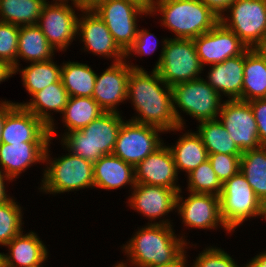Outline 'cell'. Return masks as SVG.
I'll use <instances>...</instances> for the list:
<instances>
[{"mask_svg": "<svg viewBox=\"0 0 266 267\" xmlns=\"http://www.w3.org/2000/svg\"><path fill=\"white\" fill-rule=\"evenodd\" d=\"M128 99H132L134 109L139 113L130 120L159 128L163 132L182 130L174 115L172 87L162 81L155 69L151 74L144 69L131 70Z\"/></svg>", "mask_w": 266, "mask_h": 267, "instance_id": "obj_1", "label": "cell"}, {"mask_svg": "<svg viewBox=\"0 0 266 267\" xmlns=\"http://www.w3.org/2000/svg\"><path fill=\"white\" fill-rule=\"evenodd\" d=\"M187 244L182 236L177 238L170 221L162 219L142 227L122 249L132 266L158 267L176 260Z\"/></svg>", "mask_w": 266, "mask_h": 267, "instance_id": "obj_2", "label": "cell"}, {"mask_svg": "<svg viewBox=\"0 0 266 267\" xmlns=\"http://www.w3.org/2000/svg\"><path fill=\"white\" fill-rule=\"evenodd\" d=\"M123 119L119 112H104L86 127L64 133L61 141L69 153L91 162L113 154Z\"/></svg>", "mask_w": 266, "mask_h": 267, "instance_id": "obj_3", "label": "cell"}, {"mask_svg": "<svg viewBox=\"0 0 266 267\" xmlns=\"http://www.w3.org/2000/svg\"><path fill=\"white\" fill-rule=\"evenodd\" d=\"M162 14L161 24L175 39H194L211 30L220 18L201 0H156L151 12Z\"/></svg>", "mask_w": 266, "mask_h": 267, "instance_id": "obj_4", "label": "cell"}, {"mask_svg": "<svg viewBox=\"0 0 266 267\" xmlns=\"http://www.w3.org/2000/svg\"><path fill=\"white\" fill-rule=\"evenodd\" d=\"M48 143L44 162L49 164L43 173L41 190L46 193H64L94 187L93 162L67 153L53 161L49 159ZM49 162H48V161Z\"/></svg>", "mask_w": 266, "mask_h": 267, "instance_id": "obj_5", "label": "cell"}, {"mask_svg": "<svg viewBox=\"0 0 266 267\" xmlns=\"http://www.w3.org/2000/svg\"><path fill=\"white\" fill-rule=\"evenodd\" d=\"M162 46L154 69L163 82L173 87L201 77L203 67L193 39L165 38Z\"/></svg>", "mask_w": 266, "mask_h": 267, "instance_id": "obj_6", "label": "cell"}, {"mask_svg": "<svg viewBox=\"0 0 266 267\" xmlns=\"http://www.w3.org/2000/svg\"><path fill=\"white\" fill-rule=\"evenodd\" d=\"M220 215L230 232L248 220L247 218H266V207L257 198L241 171L223 183Z\"/></svg>", "mask_w": 266, "mask_h": 267, "instance_id": "obj_7", "label": "cell"}, {"mask_svg": "<svg viewBox=\"0 0 266 267\" xmlns=\"http://www.w3.org/2000/svg\"><path fill=\"white\" fill-rule=\"evenodd\" d=\"M173 110L179 127L184 128L180 110L198 122L216 120L221 111V95L203 78L179 83L172 87ZM176 105V106H175Z\"/></svg>", "mask_w": 266, "mask_h": 267, "instance_id": "obj_8", "label": "cell"}, {"mask_svg": "<svg viewBox=\"0 0 266 267\" xmlns=\"http://www.w3.org/2000/svg\"><path fill=\"white\" fill-rule=\"evenodd\" d=\"M226 12L220 22L253 49L266 32V0H236Z\"/></svg>", "mask_w": 266, "mask_h": 267, "instance_id": "obj_9", "label": "cell"}, {"mask_svg": "<svg viewBox=\"0 0 266 267\" xmlns=\"http://www.w3.org/2000/svg\"><path fill=\"white\" fill-rule=\"evenodd\" d=\"M161 129L137 123L129 119L123 121L116 140L113 155L126 163L136 166L162 144Z\"/></svg>", "mask_w": 266, "mask_h": 267, "instance_id": "obj_10", "label": "cell"}, {"mask_svg": "<svg viewBox=\"0 0 266 267\" xmlns=\"http://www.w3.org/2000/svg\"><path fill=\"white\" fill-rule=\"evenodd\" d=\"M93 11L104 21L115 43L124 53L137 36V15L149 14L127 0H107Z\"/></svg>", "mask_w": 266, "mask_h": 267, "instance_id": "obj_11", "label": "cell"}, {"mask_svg": "<svg viewBox=\"0 0 266 267\" xmlns=\"http://www.w3.org/2000/svg\"><path fill=\"white\" fill-rule=\"evenodd\" d=\"M219 120L242 151L260 148L258 127L253 110L247 101L239 99L222 102Z\"/></svg>", "mask_w": 266, "mask_h": 267, "instance_id": "obj_12", "label": "cell"}, {"mask_svg": "<svg viewBox=\"0 0 266 267\" xmlns=\"http://www.w3.org/2000/svg\"><path fill=\"white\" fill-rule=\"evenodd\" d=\"M68 2H46L37 26L55 50L64 51L77 35L78 17Z\"/></svg>", "mask_w": 266, "mask_h": 267, "instance_id": "obj_13", "label": "cell"}, {"mask_svg": "<svg viewBox=\"0 0 266 267\" xmlns=\"http://www.w3.org/2000/svg\"><path fill=\"white\" fill-rule=\"evenodd\" d=\"M202 67L242 55L248 47L220 21L208 32L193 39Z\"/></svg>", "mask_w": 266, "mask_h": 267, "instance_id": "obj_14", "label": "cell"}, {"mask_svg": "<svg viewBox=\"0 0 266 267\" xmlns=\"http://www.w3.org/2000/svg\"><path fill=\"white\" fill-rule=\"evenodd\" d=\"M126 62L123 60L113 63L101 75L96 76L92 98L105 112H119L116 106L127 100L131 70L143 69Z\"/></svg>", "mask_w": 266, "mask_h": 267, "instance_id": "obj_15", "label": "cell"}, {"mask_svg": "<svg viewBox=\"0 0 266 267\" xmlns=\"http://www.w3.org/2000/svg\"><path fill=\"white\" fill-rule=\"evenodd\" d=\"M179 191L176 199V209L182 217L185 226L200 229H214L220 225L230 232L220 215V196L212 194L190 193L183 200Z\"/></svg>", "mask_w": 266, "mask_h": 267, "instance_id": "obj_16", "label": "cell"}, {"mask_svg": "<svg viewBox=\"0 0 266 267\" xmlns=\"http://www.w3.org/2000/svg\"><path fill=\"white\" fill-rule=\"evenodd\" d=\"M51 143L49 128L24 106L16 105L6 116L2 143Z\"/></svg>", "mask_w": 266, "mask_h": 267, "instance_id": "obj_17", "label": "cell"}, {"mask_svg": "<svg viewBox=\"0 0 266 267\" xmlns=\"http://www.w3.org/2000/svg\"><path fill=\"white\" fill-rule=\"evenodd\" d=\"M77 21V36L84 42L85 50L92 54L114 58L113 63L125 60V53L115 43L104 21L94 11H82Z\"/></svg>", "mask_w": 266, "mask_h": 267, "instance_id": "obj_18", "label": "cell"}, {"mask_svg": "<svg viewBox=\"0 0 266 267\" xmlns=\"http://www.w3.org/2000/svg\"><path fill=\"white\" fill-rule=\"evenodd\" d=\"M178 171L169 146L163 144L143 161L135 166V181L137 184H149L181 190Z\"/></svg>", "mask_w": 266, "mask_h": 267, "instance_id": "obj_19", "label": "cell"}, {"mask_svg": "<svg viewBox=\"0 0 266 267\" xmlns=\"http://www.w3.org/2000/svg\"><path fill=\"white\" fill-rule=\"evenodd\" d=\"M132 189L134 191L128 201L130 207L150 218L151 222L176 209L177 194L181 191L137 183Z\"/></svg>", "mask_w": 266, "mask_h": 267, "instance_id": "obj_20", "label": "cell"}, {"mask_svg": "<svg viewBox=\"0 0 266 267\" xmlns=\"http://www.w3.org/2000/svg\"><path fill=\"white\" fill-rule=\"evenodd\" d=\"M48 143L0 144V170L11 180L34 163H44Z\"/></svg>", "mask_w": 266, "mask_h": 267, "instance_id": "obj_21", "label": "cell"}, {"mask_svg": "<svg viewBox=\"0 0 266 267\" xmlns=\"http://www.w3.org/2000/svg\"><path fill=\"white\" fill-rule=\"evenodd\" d=\"M69 95L64 88L61 79L53 84H50L45 89L35 93L30 102L16 103L24 106L34 116L39 118L48 128L50 132V140H52L55 131L54 119L51 117L50 111L64 112L67 105Z\"/></svg>", "mask_w": 266, "mask_h": 267, "instance_id": "obj_22", "label": "cell"}, {"mask_svg": "<svg viewBox=\"0 0 266 267\" xmlns=\"http://www.w3.org/2000/svg\"><path fill=\"white\" fill-rule=\"evenodd\" d=\"M211 67L207 76L208 84L220 95H227L229 100H242L244 53Z\"/></svg>", "mask_w": 266, "mask_h": 267, "instance_id": "obj_23", "label": "cell"}, {"mask_svg": "<svg viewBox=\"0 0 266 267\" xmlns=\"http://www.w3.org/2000/svg\"><path fill=\"white\" fill-rule=\"evenodd\" d=\"M9 254H4L6 267H38L48 258L46 245L35 232L15 236L7 245Z\"/></svg>", "mask_w": 266, "mask_h": 267, "instance_id": "obj_24", "label": "cell"}, {"mask_svg": "<svg viewBox=\"0 0 266 267\" xmlns=\"http://www.w3.org/2000/svg\"><path fill=\"white\" fill-rule=\"evenodd\" d=\"M94 187L118 189L135 186V167L113 154L105 155L93 163Z\"/></svg>", "mask_w": 266, "mask_h": 267, "instance_id": "obj_25", "label": "cell"}, {"mask_svg": "<svg viewBox=\"0 0 266 267\" xmlns=\"http://www.w3.org/2000/svg\"><path fill=\"white\" fill-rule=\"evenodd\" d=\"M266 98V60L255 50L244 52L242 101Z\"/></svg>", "mask_w": 266, "mask_h": 267, "instance_id": "obj_26", "label": "cell"}, {"mask_svg": "<svg viewBox=\"0 0 266 267\" xmlns=\"http://www.w3.org/2000/svg\"><path fill=\"white\" fill-rule=\"evenodd\" d=\"M54 50L55 48L48 43L37 25L19 27L17 68H19L18 59L20 58L31 63L48 61L54 56Z\"/></svg>", "mask_w": 266, "mask_h": 267, "instance_id": "obj_27", "label": "cell"}, {"mask_svg": "<svg viewBox=\"0 0 266 267\" xmlns=\"http://www.w3.org/2000/svg\"><path fill=\"white\" fill-rule=\"evenodd\" d=\"M169 149L178 172L182 170L190 173L209 156L200 135L195 132L185 133L179 137L174 147L171 146Z\"/></svg>", "mask_w": 266, "mask_h": 267, "instance_id": "obj_28", "label": "cell"}, {"mask_svg": "<svg viewBox=\"0 0 266 267\" xmlns=\"http://www.w3.org/2000/svg\"><path fill=\"white\" fill-rule=\"evenodd\" d=\"M240 171L266 207V146L244 151L240 158Z\"/></svg>", "mask_w": 266, "mask_h": 267, "instance_id": "obj_29", "label": "cell"}, {"mask_svg": "<svg viewBox=\"0 0 266 267\" xmlns=\"http://www.w3.org/2000/svg\"><path fill=\"white\" fill-rule=\"evenodd\" d=\"M96 76L87 64L69 61L61 66V81L69 97H92Z\"/></svg>", "mask_w": 266, "mask_h": 267, "instance_id": "obj_30", "label": "cell"}, {"mask_svg": "<svg viewBox=\"0 0 266 267\" xmlns=\"http://www.w3.org/2000/svg\"><path fill=\"white\" fill-rule=\"evenodd\" d=\"M46 0H0V21L17 26L37 25Z\"/></svg>", "mask_w": 266, "mask_h": 267, "instance_id": "obj_31", "label": "cell"}, {"mask_svg": "<svg viewBox=\"0 0 266 267\" xmlns=\"http://www.w3.org/2000/svg\"><path fill=\"white\" fill-rule=\"evenodd\" d=\"M104 112L92 97H69L62 113L66 133L86 127Z\"/></svg>", "mask_w": 266, "mask_h": 267, "instance_id": "obj_32", "label": "cell"}, {"mask_svg": "<svg viewBox=\"0 0 266 267\" xmlns=\"http://www.w3.org/2000/svg\"><path fill=\"white\" fill-rule=\"evenodd\" d=\"M18 71L21 73L23 86L32 96L61 79V67L55 64L53 59L32 62L22 70L15 69L14 74Z\"/></svg>", "mask_w": 266, "mask_h": 267, "instance_id": "obj_33", "label": "cell"}, {"mask_svg": "<svg viewBox=\"0 0 266 267\" xmlns=\"http://www.w3.org/2000/svg\"><path fill=\"white\" fill-rule=\"evenodd\" d=\"M198 126L197 133L200 135L208 154H243L218 119L202 121Z\"/></svg>", "mask_w": 266, "mask_h": 267, "instance_id": "obj_34", "label": "cell"}, {"mask_svg": "<svg viewBox=\"0 0 266 267\" xmlns=\"http://www.w3.org/2000/svg\"><path fill=\"white\" fill-rule=\"evenodd\" d=\"M187 176L189 193L221 195L223 183L217 177L208 159Z\"/></svg>", "mask_w": 266, "mask_h": 267, "instance_id": "obj_35", "label": "cell"}, {"mask_svg": "<svg viewBox=\"0 0 266 267\" xmlns=\"http://www.w3.org/2000/svg\"><path fill=\"white\" fill-rule=\"evenodd\" d=\"M21 210L14 199L0 204V245L6 246L23 231Z\"/></svg>", "mask_w": 266, "mask_h": 267, "instance_id": "obj_36", "label": "cell"}, {"mask_svg": "<svg viewBox=\"0 0 266 267\" xmlns=\"http://www.w3.org/2000/svg\"><path fill=\"white\" fill-rule=\"evenodd\" d=\"M19 27L0 21V61L17 69Z\"/></svg>", "mask_w": 266, "mask_h": 267, "instance_id": "obj_37", "label": "cell"}, {"mask_svg": "<svg viewBox=\"0 0 266 267\" xmlns=\"http://www.w3.org/2000/svg\"><path fill=\"white\" fill-rule=\"evenodd\" d=\"M241 155L209 154L208 160L222 183L240 171Z\"/></svg>", "mask_w": 266, "mask_h": 267, "instance_id": "obj_38", "label": "cell"}, {"mask_svg": "<svg viewBox=\"0 0 266 267\" xmlns=\"http://www.w3.org/2000/svg\"><path fill=\"white\" fill-rule=\"evenodd\" d=\"M191 267H239L233 258L220 248L208 247L203 250ZM242 267V266H241Z\"/></svg>", "mask_w": 266, "mask_h": 267, "instance_id": "obj_39", "label": "cell"}, {"mask_svg": "<svg viewBox=\"0 0 266 267\" xmlns=\"http://www.w3.org/2000/svg\"><path fill=\"white\" fill-rule=\"evenodd\" d=\"M157 45L158 40L155 38L153 33L151 34L150 32H148V30L145 29H138L137 36L132 46L125 53V58L133 55L132 53H135V55H149L156 50Z\"/></svg>", "mask_w": 266, "mask_h": 267, "instance_id": "obj_40", "label": "cell"}, {"mask_svg": "<svg viewBox=\"0 0 266 267\" xmlns=\"http://www.w3.org/2000/svg\"><path fill=\"white\" fill-rule=\"evenodd\" d=\"M258 127L259 140L266 146V98L249 101Z\"/></svg>", "mask_w": 266, "mask_h": 267, "instance_id": "obj_41", "label": "cell"}, {"mask_svg": "<svg viewBox=\"0 0 266 267\" xmlns=\"http://www.w3.org/2000/svg\"><path fill=\"white\" fill-rule=\"evenodd\" d=\"M212 12H214L219 18L224 16L225 11L236 0H201Z\"/></svg>", "mask_w": 266, "mask_h": 267, "instance_id": "obj_42", "label": "cell"}, {"mask_svg": "<svg viewBox=\"0 0 266 267\" xmlns=\"http://www.w3.org/2000/svg\"><path fill=\"white\" fill-rule=\"evenodd\" d=\"M17 104L11 101L0 102V144L2 143V130L7 114L16 106Z\"/></svg>", "mask_w": 266, "mask_h": 267, "instance_id": "obj_43", "label": "cell"}, {"mask_svg": "<svg viewBox=\"0 0 266 267\" xmlns=\"http://www.w3.org/2000/svg\"><path fill=\"white\" fill-rule=\"evenodd\" d=\"M107 0H76V6L78 10L82 11H93L99 5Z\"/></svg>", "mask_w": 266, "mask_h": 267, "instance_id": "obj_44", "label": "cell"}, {"mask_svg": "<svg viewBox=\"0 0 266 267\" xmlns=\"http://www.w3.org/2000/svg\"><path fill=\"white\" fill-rule=\"evenodd\" d=\"M4 180H11V179L0 170V204L9 202L12 199L10 196L6 194Z\"/></svg>", "mask_w": 266, "mask_h": 267, "instance_id": "obj_45", "label": "cell"}, {"mask_svg": "<svg viewBox=\"0 0 266 267\" xmlns=\"http://www.w3.org/2000/svg\"><path fill=\"white\" fill-rule=\"evenodd\" d=\"M14 74V69L8 63L0 61V82L9 79Z\"/></svg>", "mask_w": 266, "mask_h": 267, "instance_id": "obj_46", "label": "cell"}, {"mask_svg": "<svg viewBox=\"0 0 266 267\" xmlns=\"http://www.w3.org/2000/svg\"><path fill=\"white\" fill-rule=\"evenodd\" d=\"M244 267H266V251L256 255Z\"/></svg>", "mask_w": 266, "mask_h": 267, "instance_id": "obj_47", "label": "cell"}, {"mask_svg": "<svg viewBox=\"0 0 266 267\" xmlns=\"http://www.w3.org/2000/svg\"><path fill=\"white\" fill-rule=\"evenodd\" d=\"M130 2L135 3L136 5H138L140 8H142L143 10H145L147 13L151 14L156 0H127Z\"/></svg>", "mask_w": 266, "mask_h": 267, "instance_id": "obj_48", "label": "cell"}, {"mask_svg": "<svg viewBox=\"0 0 266 267\" xmlns=\"http://www.w3.org/2000/svg\"><path fill=\"white\" fill-rule=\"evenodd\" d=\"M186 250L172 263L165 264L163 266H158V267H187L186 266Z\"/></svg>", "mask_w": 266, "mask_h": 267, "instance_id": "obj_49", "label": "cell"}, {"mask_svg": "<svg viewBox=\"0 0 266 267\" xmlns=\"http://www.w3.org/2000/svg\"><path fill=\"white\" fill-rule=\"evenodd\" d=\"M266 60V32L260 42L253 48Z\"/></svg>", "mask_w": 266, "mask_h": 267, "instance_id": "obj_50", "label": "cell"}, {"mask_svg": "<svg viewBox=\"0 0 266 267\" xmlns=\"http://www.w3.org/2000/svg\"><path fill=\"white\" fill-rule=\"evenodd\" d=\"M0 267H6L4 253H0Z\"/></svg>", "mask_w": 266, "mask_h": 267, "instance_id": "obj_51", "label": "cell"}, {"mask_svg": "<svg viewBox=\"0 0 266 267\" xmlns=\"http://www.w3.org/2000/svg\"><path fill=\"white\" fill-rule=\"evenodd\" d=\"M54 1V0H53ZM56 2L58 1V2H68V0H55ZM71 1H73L72 2V4H74L73 6H75L76 8H77V6H76V0H71Z\"/></svg>", "mask_w": 266, "mask_h": 267, "instance_id": "obj_52", "label": "cell"}, {"mask_svg": "<svg viewBox=\"0 0 266 267\" xmlns=\"http://www.w3.org/2000/svg\"><path fill=\"white\" fill-rule=\"evenodd\" d=\"M114 267H127V263L120 262L117 263V265H114Z\"/></svg>", "mask_w": 266, "mask_h": 267, "instance_id": "obj_53", "label": "cell"}]
</instances>
